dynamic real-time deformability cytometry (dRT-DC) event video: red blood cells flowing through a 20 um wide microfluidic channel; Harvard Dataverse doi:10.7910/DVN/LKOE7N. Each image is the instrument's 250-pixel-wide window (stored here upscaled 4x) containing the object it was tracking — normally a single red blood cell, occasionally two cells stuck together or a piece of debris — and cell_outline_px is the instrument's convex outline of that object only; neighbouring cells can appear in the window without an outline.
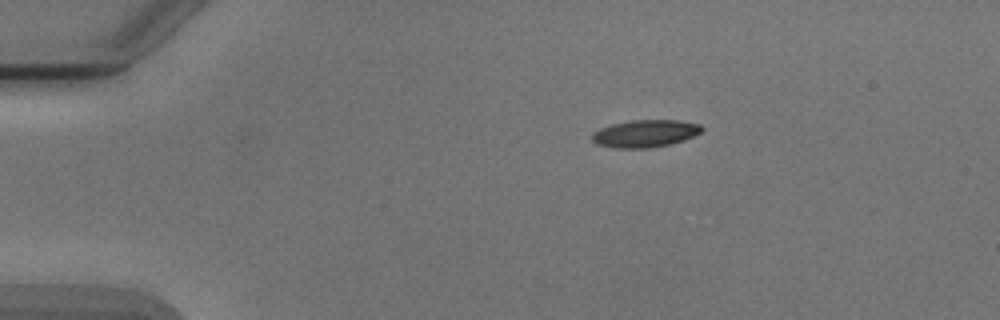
{"species": "Egyptian fruit bat (a non-hibernating species)", "species_latin": "Rousettus aegyptiacus", "temperature_condition": "cold", "stored_images_in_passage": 7, "camera_frame_rate_fps": 3000, "um_per_image_px": 0.085, "animal": {"sex": "male"}, "frame": {"image": 1, "passage_image": 1, "time_ms": 0.0, "image_size_px": [1000, 320], "cell_outline_px": [[704, 128], [700, 132], [684, 140], [668, 144], [648, 148], [616, 148], [596, 144], [592, 140], [592, 132], [600, 128], [612, 124], [632, 120], [676, 120], [700, 124]], "centroid_in_image_um": [54.81, 11.34], "position_along_channel_um": 30.2, "area_um2": 17.4}}
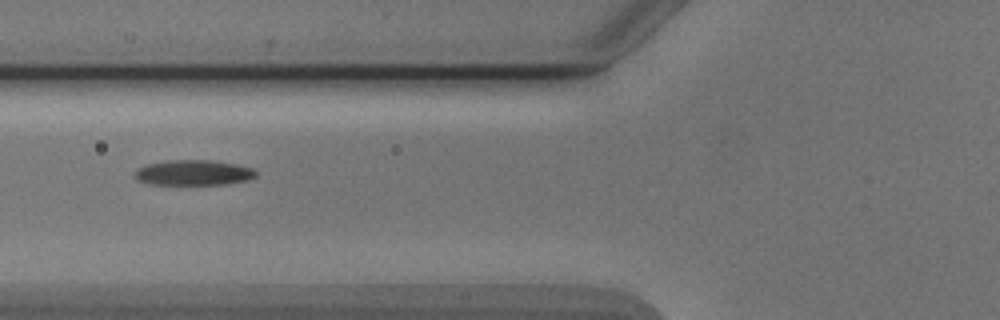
{"frame": {"image": 2, "passage_image": 4, "time_ms": 3.667, "image_size_px": [1000, 320], "cell_outline_px": [[256, 176], [248, 180], [224, 184], [152, 184], [136, 180], [132, 176], [136, 168], [144, 164], [168, 160], [212, 160], [236, 164], [252, 168], [256, 172]], "centroid_in_image_um": [16.38, 14.67], "position_along_channel_um": 109.4, "area_um2": 18.03}}
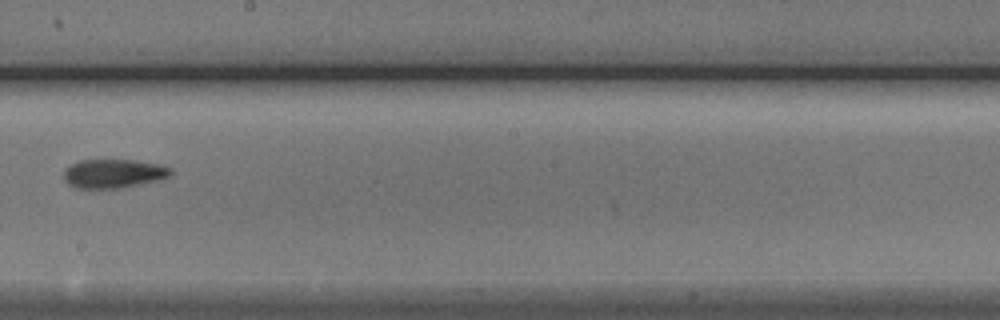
{"frame": {"image": 3, "passage_image": 7, "time_ms": 7.0, "image_size_px": [1000, 320], "cell_outline_px": [[172, 172], [168, 176], [156, 180], [120, 188], [76, 188], [68, 184], [64, 180], [64, 168], [80, 160], [132, 160], [156, 164], [172, 168]], "centroid_in_image_um": [9.59, 14.75], "position_along_channel_um": 238.6, "area_um2": 17.74}}